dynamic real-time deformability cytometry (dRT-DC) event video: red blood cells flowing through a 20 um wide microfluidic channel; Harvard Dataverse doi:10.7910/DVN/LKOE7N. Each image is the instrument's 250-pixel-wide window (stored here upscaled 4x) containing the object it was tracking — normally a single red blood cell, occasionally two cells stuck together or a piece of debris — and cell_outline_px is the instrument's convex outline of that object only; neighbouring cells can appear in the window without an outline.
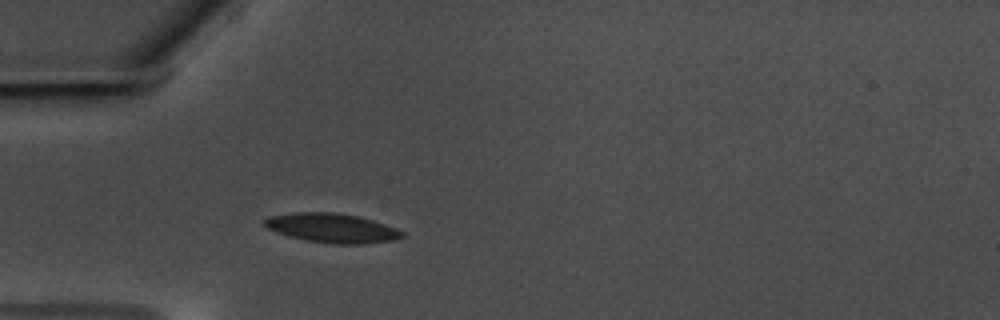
{"species": "common noctule bat (a hibernating species)", "species_latin": "Nyctalus noctula", "temperature_condition": "warm", "stored_images_in_passage": 41, "camera_frame_rate_fps": 3000, "um_per_image_px": 0.085, "animal": {"sex": "male", "body_mass_g": 17.5, "forearm_length_mm": 52.3}, "frame": {"image": 1, "passage_image": 1, "time_ms": 0.0, "image_size_px": [1000, 320], "cell_outline_px": [[404, 236], [396, 240], [364, 244], [332, 244], [308, 240], [288, 236], [268, 228], [264, 224], [264, 220], [268, 216], [296, 212], [332, 212], [356, 216], [372, 220], [396, 228], [404, 232]], "centroid_in_image_um": [28.24, 19.39], "position_along_channel_um": 56.8, "area_um2": 23.35}}
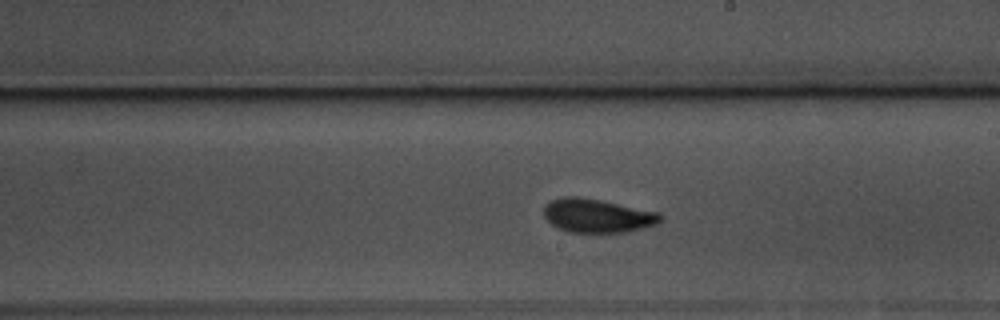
{"frame": {"image": 2, "passage_image": 17, "time_ms": 5.333, "image_size_px": [1000, 320], "cell_outline_px": [[664, 220], [656, 224], [628, 232], [568, 232], [552, 224], [544, 216], [544, 204], [552, 200], [564, 196], [576, 196], [660, 212], [664, 216]], "centroid_in_image_um": [50.8, 18.34], "position_along_channel_um": 238.2, "area_um2": 22.77}}
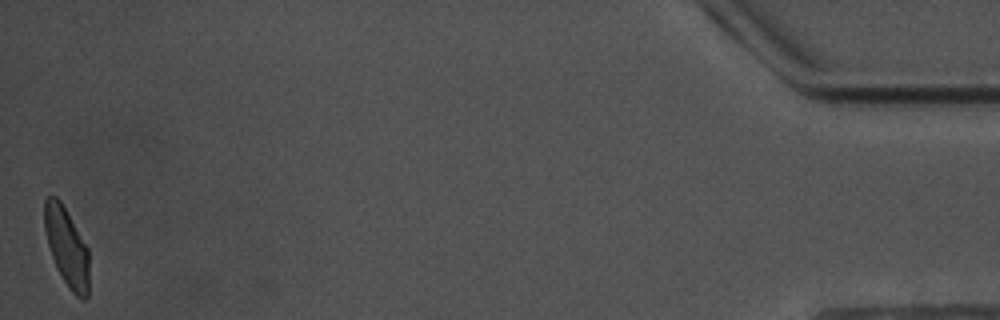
{"frame": {"image": 3, "passage_image": 41, "time_ms": 13.333, "image_size_px": [1000, 320], "cell_outline_px": [[88, 296], [84, 300], [80, 300], [68, 288], [56, 268], [48, 244], [44, 228], [44, 200], [48, 196], [56, 196], [60, 200], [88, 248]], "centroid_in_image_um": [5.66, 21.02], "position_along_channel_um": 429.5, "area_um2": 20.4}, "authors_computed_cell_mechanics": {"area_um2": 22.1374, "velocity_mm_per_s": 3.5358, "shape_relaxation_time_tau1_ms": 2.8373, "shape_relaxation_time_tau2_ms": 1.4415, "deformation_change_tau1": 0.1108, "deformation_change_tau2": 0.0739}}